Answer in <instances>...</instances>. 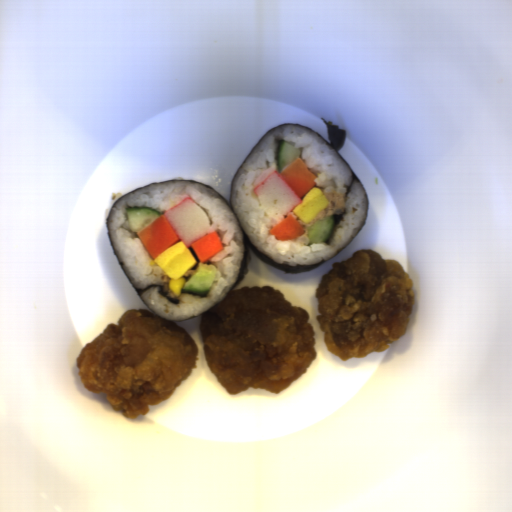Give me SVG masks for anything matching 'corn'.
<instances>
[{
    "label": "corn",
    "mask_w": 512,
    "mask_h": 512,
    "mask_svg": "<svg viewBox=\"0 0 512 512\" xmlns=\"http://www.w3.org/2000/svg\"><path fill=\"white\" fill-rule=\"evenodd\" d=\"M186 283H187L186 279H184L181 276L178 279L170 278L168 289L173 292L174 296L178 297L183 292V287Z\"/></svg>",
    "instance_id": "corn-1"
}]
</instances>
